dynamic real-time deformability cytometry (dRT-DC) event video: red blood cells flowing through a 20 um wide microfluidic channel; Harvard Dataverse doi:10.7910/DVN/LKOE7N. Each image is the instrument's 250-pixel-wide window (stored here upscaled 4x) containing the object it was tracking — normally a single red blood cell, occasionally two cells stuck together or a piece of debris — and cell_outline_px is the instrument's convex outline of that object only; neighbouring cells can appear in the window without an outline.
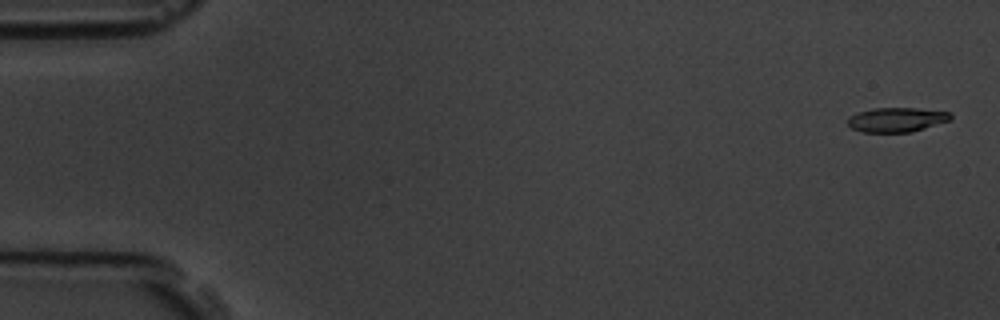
{"species": "common noctule bat (a hibernating species)", "species_latin": "Nyctalus noctula", "temperature_condition": "room temperature", "stored_images_in_passage": 5, "camera_frame_rate_fps": 3000, "um_per_image_px": 0.085, "animal": {"sex": "male", "body_mass_g": 19.5, "forearm_length_mm": 54.6}, "frame": {"image": 1, "passage_image": 1, "time_ms": 0.0, "image_size_px": [1000, 320], "cell_outline_px": [[952, 116], [948, 120], [912, 132], [864, 132], [852, 128], [848, 124], [848, 116], [856, 112], [872, 108], [916, 108], [952, 112]], "centroid_in_image_um": [76.18, 10.16], "position_along_channel_um": 8.8, "area_um2": 14.62}}
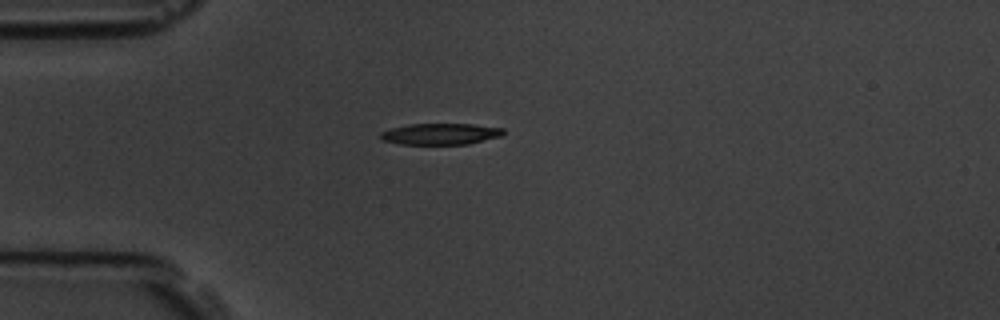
{"frame": {"image": 2, "passage_image": 5, "time_ms": 4.333, "image_size_px": [1000, 320], "cell_outline_px": [[504, 136], [468, 144], [400, 144], [380, 140], [380, 132], [392, 128], [408, 124], [472, 124], [504, 128]], "centroid_in_image_um": [37.46, 11.39], "position_along_channel_um": 47.5, "area_um2": 15.37}}